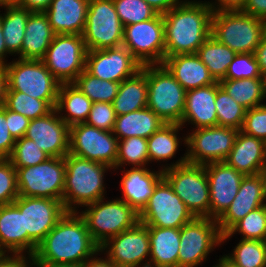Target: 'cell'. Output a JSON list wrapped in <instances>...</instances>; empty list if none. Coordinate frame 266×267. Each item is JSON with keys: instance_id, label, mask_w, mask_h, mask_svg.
<instances>
[{"instance_id": "6da1fadb", "label": "cell", "mask_w": 266, "mask_h": 267, "mask_svg": "<svg viewBox=\"0 0 266 267\" xmlns=\"http://www.w3.org/2000/svg\"><path fill=\"white\" fill-rule=\"evenodd\" d=\"M79 212H66L38 244L33 264H83L101 252Z\"/></svg>"}, {"instance_id": "7a4b0ae2", "label": "cell", "mask_w": 266, "mask_h": 267, "mask_svg": "<svg viewBox=\"0 0 266 267\" xmlns=\"http://www.w3.org/2000/svg\"><path fill=\"white\" fill-rule=\"evenodd\" d=\"M165 26V57L196 54L211 36L213 10L202 1H180L162 14Z\"/></svg>"}, {"instance_id": "3957f363", "label": "cell", "mask_w": 266, "mask_h": 267, "mask_svg": "<svg viewBox=\"0 0 266 267\" xmlns=\"http://www.w3.org/2000/svg\"><path fill=\"white\" fill-rule=\"evenodd\" d=\"M63 206L67 212H77L83 207L104 198V174L112 169L106 164L75 155L65 157ZM78 205L77 207H75ZM73 206V207H72Z\"/></svg>"}, {"instance_id": "277c9868", "label": "cell", "mask_w": 266, "mask_h": 267, "mask_svg": "<svg viewBox=\"0 0 266 267\" xmlns=\"http://www.w3.org/2000/svg\"><path fill=\"white\" fill-rule=\"evenodd\" d=\"M163 177L195 217H208L210 190L205 165L187 162L186 153L172 165L163 166Z\"/></svg>"}, {"instance_id": "5b68a950", "label": "cell", "mask_w": 266, "mask_h": 267, "mask_svg": "<svg viewBox=\"0 0 266 267\" xmlns=\"http://www.w3.org/2000/svg\"><path fill=\"white\" fill-rule=\"evenodd\" d=\"M265 33L266 21L242 10L213 12L211 35L236 53H254Z\"/></svg>"}, {"instance_id": "8992f818", "label": "cell", "mask_w": 266, "mask_h": 267, "mask_svg": "<svg viewBox=\"0 0 266 267\" xmlns=\"http://www.w3.org/2000/svg\"><path fill=\"white\" fill-rule=\"evenodd\" d=\"M104 200L102 198L86 205L88 209L79 213L91 237L99 246L110 237L133 228L139 222V213L122 199L106 202Z\"/></svg>"}, {"instance_id": "52a82bcc", "label": "cell", "mask_w": 266, "mask_h": 267, "mask_svg": "<svg viewBox=\"0 0 266 267\" xmlns=\"http://www.w3.org/2000/svg\"><path fill=\"white\" fill-rule=\"evenodd\" d=\"M8 91H20L46 101L53 109L61 82L47 69L42 60L16 59L4 65Z\"/></svg>"}, {"instance_id": "ba28073f", "label": "cell", "mask_w": 266, "mask_h": 267, "mask_svg": "<svg viewBox=\"0 0 266 267\" xmlns=\"http://www.w3.org/2000/svg\"><path fill=\"white\" fill-rule=\"evenodd\" d=\"M147 107L166 123L181 124L186 90L161 65H147Z\"/></svg>"}, {"instance_id": "9c48e42d", "label": "cell", "mask_w": 266, "mask_h": 267, "mask_svg": "<svg viewBox=\"0 0 266 267\" xmlns=\"http://www.w3.org/2000/svg\"><path fill=\"white\" fill-rule=\"evenodd\" d=\"M87 51L122 46L124 26L113 0H90L84 31Z\"/></svg>"}, {"instance_id": "30bf717a", "label": "cell", "mask_w": 266, "mask_h": 267, "mask_svg": "<svg viewBox=\"0 0 266 267\" xmlns=\"http://www.w3.org/2000/svg\"><path fill=\"white\" fill-rule=\"evenodd\" d=\"M15 169L19 196L63 200L64 157H50L40 164Z\"/></svg>"}, {"instance_id": "8fae6325", "label": "cell", "mask_w": 266, "mask_h": 267, "mask_svg": "<svg viewBox=\"0 0 266 267\" xmlns=\"http://www.w3.org/2000/svg\"><path fill=\"white\" fill-rule=\"evenodd\" d=\"M194 218L164 177L156 184L148 203L139 213L140 223L160 228L180 229Z\"/></svg>"}, {"instance_id": "7c38bea8", "label": "cell", "mask_w": 266, "mask_h": 267, "mask_svg": "<svg viewBox=\"0 0 266 267\" xmlns=\"http://www.w3.org/2000/svg\"><path fill=\"white\" fill-rule=\"evenodd\" d=\"M124 46L142 65H161L165 59L163 15L124 27Z\"/></svg>"}, {"instance_id": "4fadbf2b", "label": "cell", "mask_w": 266, "mask_h": 267, "mask_svg": "<svg viewBox=\"0 0 266 267\" xmlns=\"http://www.w3.org/2000/svg\"><path fill=\"white\" fill-rule=\"evenodd\" d=\"M24 213V232L28 233V255L33 256L38 244L67 212L63 201L18 196L13 202Z\"/></svg>"}, {"instance_id": "5bb4252c", "label": "cell", "mask_w": 266, "mask_h": 267, "mask_svg": "<svg viewBox=\"0 0 266 267\" xmlns=\"http://www.w3.org/2000/svg\"><path fill=\"white\" fill-rule=\"evenodd\" d=\"M86 54L82 35L57 34L41 60L61 83H72L85 70Z\"/></svg>"}, {"instance_id": "9a60e30c", "label": "cell", "mask_w": 266, "mask_h": 267, "mask_svg": "<svg viewBox=\"0 0 266 267\" xmlns=\"http://www.w3.org/2000/svg\"><path fill=\"white\" fill-rule=\"evenodd\" d=\"M222 243L218 223L208 217H195L180 228L178 267H196Z\"/></svg>"}, {"instance_id": "2e32d148", "label": "cell", "mask_w": 266, "mask_h": 267, "mask_svg": "<svg viewBox=\"0 0 266 267\" xmlns=\"http://www.w3.org/2000/svg\"><path fill=\"white\" fill-rule=\"evenodd\" d=\"M238 132V129L224 126L193 130L183 140L189 148L187 162L199 165L224 162L234 146Z\"/></svg>"}, {"instance_id": "e0dca14e", "label": "cell", "mask_w": 266, "mask_h": 267, "mask_svg": "<svg viewBox=\"0 0 266 267\" xmlns=\"http://www.w3.org/2000/svg\"><path fill=\"white\" fill-rule=\"evenodd\" d=\"M118 138L112 131L86 123L69 127V154L100 162L116 169Z\"/></svg>"}, {"instance_id": "ac0fdd59", "label": "cell", "mask_w": 266, "mask_h": 267, "mask_svg": "<svg viewBox=\"0 0 266 267\" xmlns=\"http://www.w3.org/2000/svg\"><path fill=\"white\" fill-rule=\"evenodd\" d=\"M100 250H105L117 267H149V259L146 258L150 256L149 229L138 222L133 228L110 237ZM144 259L146 262L142 263Z\"/></svg>"}, {"instance_id": "d6986e66", "label": "cell", "mask_w": 266, "mask_h": 267, "mask_svg": "<svg viewBox=\"0 0 266 267\" xmlns=\"http://www.w3.org/2000/svg\"><path fill=\"white\" fill-rule=\"evenodd\" d=\"M142 65L124 47L87 51L85 70L101 80L121 83L132 77Z\"/></svg>"}, {"instance_id": "ffe728a7", "label": "cell", "mask_w": 266, "mask_h": 267, "mask_svg": "<svg viewBox=\"0 0 266 267\" xmlns=\"http://www.w3.org/2000/svg\"><path fill=\"white\" fill-rule=\"evenodd\" d=\"M210 190L209 218L217 220L235 199L244 175L225 162L205 165Z\"/></svg>"}, {"instance_id": "44dd1931", "label": "cell", "mask_w": 266, "mask_h": 267, "mask_svg": "<svg viewBox=\"0 0 266 267\" xmlns=\"http://www.w3.org/2000/svg\"><path fill=\"white\" fill-rule=\"evenodd\" d=\"M24 136L50 157H65L69 153V126L55 108L43 117L32 119Z\"/></svg>"}, {"instance_id": "7402d4cb", "label": "cell", "mask_w": 266, "mask_h": 267, "mask_svg": "<svg viewBox=\"0 0 266 267\" xmlns=\"http://www.w3.org/2000/svg\"><path fill=\"white\" fill-rule=\"evenodd\" d=\"M263 182L259 174L246 175L241 180L238 193L228 209L216 220L220 233H226L249 212L266 205Z\"/></svg>"}, {"instance_id": "603a6c76", "label": "cell", "mask_w": 266, "mask_h": 267, "mask_svg": "<svg viewBox=\"0 0 266 267\" xmlns=\"http://www.w3.org/2000/svg\"><path fill=\"white\" fill-rule=\"evenodd\" d=\"M215 99L216 82L212 85L187 90L180 125L183 126L189 122L195 125V129L218 126Z\"/></svg>"}, {"instance_id": "cb8c5ba5", "label": "cell", "mask_w": 266, "mask_h": 267, "mask_svg": "<svg viewBox=\"0 0 266 267\" xmlns=\"http://www.w3.org/2000/svg\"><path fill=\"white\" fill-rule=\"evenodd\" d=\"M121 189L123 201L140 213L149 201L156 184L163 178V170L151 171L147 167H131L123 171Z\"/></svg>"}, {"instance_id": "d4e9b609", "label": "cell", "mask_w": 266, "mask_h": 267, "mask_svg": "<svg viewBox=\"0 0 266 267\" xmlns=\"http://www.w3.org/2000/svg\"><path fill=\"white\" fill-rule=\"evenodd\" d=\"M90 0H52L44 12L54 33L82 35Z\"/></svg>"}, {"instance_id": "484cf974", "label": "cell", "mask_w": 266, "mask_h": 267, "mask_svg": "<svg viewBox=\"0 0 266 267\" xmlns=\"http://www.w3.org/2000/svg\"><path fill=\"white\" fill-rule=\"evenodd\" d=\"M224 162L244 176L259 174L266 162V142L239 130L234 146Z\"/></svg>"}, {"instance_id": "4316f807", "label": "cell", "mask_w": 266, "mask_h": 267, "mask_svg": "<svg viewBox=\"0 0 266 267\" xmlns=\"http://www.w3.org/2000/svg\"><path fill=\"white\" fill-rule=\"evenodd\" d=\"M162 65L186 91L216 82L197 54H177L165 57Z\"/></svg>"}, {"instance_id": "83f0119b", "label": "cell", "mask_w": 266, "mask_h": 267, "mask_svg": "<svg viewBox=\"0 0 266 267\" xmlns=\"http://www.w3.org/2000/svg\"><path fill=\"white\" fill-rule=\"evenodd\" d=\"M6 251L12 254H28V233L24 232V213L14 203L0 205V253Z\"/></svg>"}, {"instance_id": "f1b7e54d", "label": "cell", "mask_w": 266, "mask_h": 267, "mask_svg": "<svg viewBox=\"0 0 266 267\" xmlns=\"http://www.w3.org/2000/svg\"><path fill=\"white\" fill-rule=\"evenodd\" d=\"M147 227L150 239L149 267H178L180 229Z\"/></svg>"}, {"instance_id": "f546056e", "label": "cell", "mask_w": 266, "mask_h": 267, "mask_svg": "<svg viewBox=\"0 0 266 267\" xmlns=\"http://www.w3.org/2000/svg\"><path fill=\"white\" fill-rule=\"evenodd\" d=\"M55 35L44 12H31L23 38L22 59L41 60Z\"/></svg>"}, {"instance_id": "4dcf8cb0", "label": "cell", "mask_w": 266, "mask_h": 267, "mask_svg": "<svg viewBox=\"0 0 266 267\" xmlns=\"http://www.w3.org/2000/svg\"><path fill=\"white\" fill-rule=\"evenodd\" d=\"M147 100V65H145L135 75L120 83L112 105L116 116H119L147 107Z\"/></svg>"}, {"instance_id": "1f68e13d", "label": "cell", "mask_w": 266, "mask_h": 267, "mask_svg": "<svg viewBox=\"0 0 266 267\" xmlns=\"http://www.w3.org/2000/svg\"><path fill=\"white\" fill-rule=\"evenodd\" d=\"M164 124H166V122L163 121L154 111L145 107L138 111L116 116L112 132L118 140L130 137L148 139Z\"/></svg>"}, {"instance_id": "d6a6232c", "label": "cell", "mask_w": 266, "mask_h": 267, "mask_svg": "<svg viewBox=\"0 0 266 267\" xmlns=\"http://www.w3.org/2000/svg\"><path fill=\"white\" fill-rule=\"evenodd\" d=\"M92 104L93 102L73 83H61L55 109L60 114L59 117L69 127L74 124L85 123ZM63 110L67 111V114H61Z\"/></svg>"}, {"instance_id": "836d02e7", "label": "cell", "mask_w": 266, "mask_h": 267, "mask_svg": "<svg viewBox=\"0 0 266 267\" xmlns=\"http://www.w3.org/2000/svg\"><path fill=\"white\" fill-rule=\"evenodd\" d=\"M2 7L6 10L3 16L1 14L6 49L9 54H19V59H22L23 38L25 36L26 23L31 12L17 5Z\"/></svg>"}, {"instance_id": "e575fe53", "label": "cell", "mask_w": 266, "mask_h": 267, "mask_svg": "<svg viewBox=\"0 0 266 267\" xmlns=\"http://www.w3.org/2000/svg\"><path fill=\"white\" fill-rule=\"evenodd\" d=\"M196 54L208 68L214 80L219 82L225 78L227 69L237 53L211 35Z\"/></svg>"}, {"instance_id": "d590c367", "label": "cell", "mask_w": 266, "mask_h": 267, "mask_svg": "<svg viewBox=\"0 0 266 267\" xmlns=\"http://www.w3.org/2000/svg\"><path fill=\"white\" fill-rule=\"evenodd\" d=\"M181 128L180 124L166 123L147 139L149 161H167L174 157L180 143L177 134Z\"/></svg>"}, {"instance_id": "8d00e7d4", "label": "cell", "mask_w": 266, "mask_h": 267, "mask_svg": "<svg viewBox=\"0 0 266 267\" xmlns=\"http://www.w3.org/2000/svg\"><path fill=\"white\" fill-rule=\"evenodd\" d=\"M219 85L247 110L263 105L261 78L223 79L219 81Z\"/></svg>"}, {"instance_id": "74e56055", "label": "cell", "mask_w": 266, "mask_h": 267, "mask_svg": "<svg viewBox=\"0 0 266 267\" xmlns=\"http://www.w3.org/2000/svg\"><path fill=\"white\" fill-rule=\"evenodd\" d=\"M93 103H112L118 93L120 83L101 80L84 70L73 82Z\"/></svg>"}, {"instance_id": "f35d334b", "label": "cell", "mask_w": 266, "mask_h": 267, "mask_svg": "<svg viewBox=\"0 0 266 267\" xmlns=\"http://www.w3.org/2000/svg\"><path fill=\"white\" fill-rule=\"evenodd\" d=\"M216 113L218 126L241 130L247 109L238 104L216 81Z\"/></svg>"}, {"instance_id": "ab89813d", "label": "cell", "mask_w": 266, "mask_h": 267, "mask_svg": "<svg viewBox=\"0 0 266 267\" xmlns=\"http://www.w3.org/2000/svg\"><path fill=\"white\" fill-rule=\"evenodd\" d=\"M238 232L242 239L262 240L266 236V205L249 212L222 235V242Z\"/></svg>"}, {"instance_id": "60d3db41", "label": "cell", "mask_w": 266, "mask_h": 267, "mask_svg": "<svg viewBox=\"0 0 266 267\" xmlns=\"http://www.w3.org/2000/svg\"><path fill=\"white\" fill-rule=\"evenodd\" d=\"M225 257L238 267H266V251L261 240L241 239L233 253Z\"/></svg>"}, {"instance_id": "b9f144b4", "label": "cell", "mask_w": 266, "mask_h": 267, "mask_svg": "<svg viewBox=\"0 0 266 267\" xmlns=\"http://www.w3.org/2000/svg\"><path fill=\"white\" fill-rule=\"evenodd\" d=\"M149 161L147 139L130 137L118 140L116 169L131 164L134 167H146Z\"/></svg>"}, {"instance_id": "7bdbcfd3", "label": "cell", "mask_w": 266, "mask_h": 267, "mask_svg": "<svg viewBox=\"0 0 266 267\" xmlns=\"http://www.w3.org/2000/svg\"><path fill=\"white\" fill-rule=\"evenodd\" d=\"M5 107L22 114L30 120L43 117L53 110L46 101L31 97L20 91L7 92Z\"/></svg>"}, {"instance_id": "ee69618b", "label": "cell", "mask_w": 266, "mask_h": 267, "mask_svg": "<svg viewBox=\"0 0 266 267\" xmlns=\"http://www.w3.org/2000/svg\"><path fill=\"white\" fill-rule=\"evenodd\" d=\"M123 26L154 18L158 12L144 0H113Z\"/></svg>"}, {"instance_id": "f6af8a7d", "label": "cell", "mask_w": 266, "mask_h": 267, "mask_svg": "<svg viewBox=\"0 0 266 267\" xmlns=\"http://www.w3.org/2000/svg\"><path fill=\"white\" fill-rule=\"evenodd\" d=\"M50 156L41 150L33 140L23 136L16 139L11 155L8 157L14 167H30L42 163Z\"/></svg>"}, {"instance_id": "bcb514c9", "label": "cell", "mask_w": 266, "mask_h": 267, "mask_svg": "<svg viewBox=\"0 0 266 267\" xmlns=\"http://www.w3.org/2000/svg\"><path fill=\"white\" fill-rule=\"evenodd\" d=\"M261 74L254 53H237L224 79L261 78Z\"/></svg>"}, {"instance_id": "7dc6e473", "label": "cell", "mask_w": 266, "mask_h": 267, "mask_svg": "<svg viewBox=\"0 0 266 267\" xmlns=\"http://www.w3.org/2000/svg\"><path fill=\"white\" fill-rule=\"evenodd\" d=\"M18 196L16 169L8 158H0V205L11 204Z\"/></svg>"}, {"instance_id": "c3c4849f", "label": "cell", "mask_w": 266, "mask_h": 267, "mask_svg": "<svg viewBox=\"0 0 266 267\" xmlns=\"http://www.w3.org/2000/svg\"><path fill=\"white\" fill-rule=\"evenodd\" d=\"M240 131L266 142V103L246 111Z\"/></svg>"}, {"instance_id": "681fc988", "label": "cell", "mask_w": 266, "mask_h": 267, "mask_svg": "<svg viewBox=\"0 0 266 267\" xmlns=\"http://www.w3.org/2000/svg\"><path fill=\"white\" fill-rule=\"evenodd\" d=\"M115 121L116 113L112 103L94 102L85 123L98 129L113 131Z\"/></svg>"}, {"instance_id": "f907efd6", "label": "cell", "mask_w": 266, "mask_h": 267, "mask_svg": "<svg viewBox=\"0 0 266 267\" xmlns=\"http://www.w3.org/2000/svg\"><path fill=\"white\" fill-rule=\"evenodd\" d=\"M15 138L8 130L6 121V107L0 109V158H8L14 148Z\"/></svg>"}, {"instance_id": "816d5d0a", "label": "cell", "mask_w": 266, "mask_h": 267, "mask_svg": "<svg viewBox=\"0 0 266 267\" xmlns=\"http://www.w3.org/2000/svg\"><path fill=\"white\" fill-rule=\"evenodd\" d=\"M6 121H8L10 134L16 140L25 135L31 120L20 113L13 112L6 108Z\"/></svg>"}, {"instance_id": "f5cc1de1", "label": "cell", "mask_w": 266, "mask_h": 267, "mask_svg": "<svg viewBox=\"0 0 266 267\" xmlns=\"http://www.w3.org/2000/svg\"><path fill=\"white\" fill-rule=\"evenodd\" d=\"M23 255L22 253H13L12 256L11 254L8 256L6 253H0V267H32L33 256L29 255L27 258L26 254Z\"/></svg>"}, {"instance_id": "db71d44e", "label": "cell", "mask_w": 266, "mask_h": 267, "mask_svg": "<svg viewBox=\"0 0 266 267\" xmlns=\"http://www.w3.org/2000/svg\"><path fill=\"white\" fill-rule=\"evenodd\" d=\"M246 2L247 0H218L217 3L215 1V3L207 2V4L211 7L213 12L233 11V10L236 11V10H243V8L246 5Z\"/></svg>"}, {"instance_id": "11a10c76", "label": "cell", "mask_w": 266, "mask_h": 267, "mask_svg": "<svg viewBox=\"0 0 266 267\" xmlns=\"http://www.w3.org/2000/svg\"><path fill=\"white\" fill-rule=\"evenodd\" d=\"M242 11L266 21V0H247Z\"/></svg>"}, {"instance_id": "9f6ffc18", "label": "cell", "mask_w": 266, "mask_h": 267, "mask_svg": "<svg viewBox=\"0 0 266 267\" xmlns=\"http://www.w3.org/2000/svg\"><path fill=\"white\" fill-rule=\"evenodd\" d=\"M52 0H19V7L25 8L30 12H45Z\"/></svg>"}, {"instance_id": "6f0895ef", "label": "cell", "mask_w": 266, "mask_h": 267, "mask_svg": "<svg viewBox=\"0 0 266 267\" xmlns=\"http://www.w3.org/2000/svg\"><path fill=\"white\" fill-rule=\"evenodd\" d=\"M153 9H155L159 14H164L170 11L172 8L177 6L180 2L179 0H144Z\"/></svg>"}, {"instance_id": "680465c9", "label": "cell", "mask_w": 266, "mask_h": 267, "mask_svg": "<svg viewBox=\"0 0 266 267\" xmlns=\"http://www.w3.org/2000/svg\"><path fill=\"white\" fill-rule=\"evenodd\" d=\"M254 55L259 65L261 73L266 71V33L263 35L260 44L256 48Z\"/></svg>"}, {"instance_id": "91938a15", "label": "cell", "mask_w": 266, "mask_h": 267, "mask_svg": "<svg viewBox=\"0 0 266 267\" xmlns=\"http://www.w3.org/2000/svg\"><path fill=\"white\" fill-rule=\"evenodd\" d=\"M8 92V77L4 66H0V109L5 106Z\"/></svg>"}, {"instance_id": "94428289", "label": "cell", "mask_w": 266, "mask_h": 267, "mask_svg": "<svg viewBox=\"0 0 266 267\" xmlns=\"http://www.w3.org/2000/svg\"><path fill=\"white\" fill-rule=\"evenodd\" d=\"M88 258L83 264L82 267H117L108 257L107 258H98V257Z\"/></svg>"}, {"instance_id": "6125c7cd", "label": "cell", "mask_w": 266, "mask_h": 267, "mask_svg": "<svg viewBox=\"0 0 266 267\" xmlns=\"http://www.w3.org/2000/svg\"><path fill=\"white\" fill-rule=\"evenodd\" d=\"M9 52L6 49L5 38L2 31V22H1V14H0V66H4L6 64L5 57Z\"/></svg>"}, {"instance_id": "be15d7a7", "label": "cell", "mask_w": 266, "mask_h": 267, "mask_svg": "<svg viewBox=\"0 0 266 267\" xmlns=\"http://www.w3.org/2000/svg\"><path fill=\"white\" fill-rule=\"evenodd\" d=\"M34 267H82L81 264H33Z\"/></svg>"}, {"instance_id": "e7e4bbea", "label": "cell", "mask_w": 266, "mask_h": 267, "mask_svg": "<svg viewBox=\"0 0 266 267\" xmlns=\"http://www.w3.org/2000/svg\"><path fill=\"white\" fill-rule=\"evenodd\" d=\"M259 175L262 178L263 182V191H264V196L266 199V162L265 164L260 168Z\"/></svg>"}, {"instance_id": "03108f58", "label": "cell", "mask_w": 266, "mask_h": 267, "mask_svg": "<svg viewBox=\"0 0 266 267\" xmlns=\"http://www.w3.org/2000/svg\"><path fill=\"white\" fill-rule=\"evenodd\" d=\"M219 267H238L236 265H234L233 263H231L226 257L225 255H223L220 259L219 262L217 264Z\"/></svg>"}, {"instance_id": "003e7915", "label": "cell", "mask_w": 266, "mask_h": 267, "mask_svg": "<svg viewBox=\"0 0 266 267\" xmlns=\"http://www.w3.org/2000/svg\"><path fill=\"white\" fill-rule=\"evenodd\" d=\"M19 0H0V7L18 5Z\"/></svg>"}, {"instance_id": "a7ac6f4b", "label": "cell", "mask_w": 266, "mask_h": 267, "mask_svg": "<svg viewBox=\"0 0 266 267\" xmlns=\"http://www.w3.org/2000/svg\"><path fill=\"white\" fill-rule=\"evenodd\" d=\"M261 80H262V91L264 99L266 98V71L261 74Z\"/></svg>"}, {"instance_id": "89a4df30", "label": "cell", "mask_w": 266, "mask_h": 267, "mask_svg": "<svg viewBox=\"0 0 266 267\" xmlns=\"http://www.w3.org/2000/svg\"><path fill=\"white\" fill-rule=\"evenodd\" d=\"M266 251V236L261 240Z\"/></svg>"}]
</instances>
